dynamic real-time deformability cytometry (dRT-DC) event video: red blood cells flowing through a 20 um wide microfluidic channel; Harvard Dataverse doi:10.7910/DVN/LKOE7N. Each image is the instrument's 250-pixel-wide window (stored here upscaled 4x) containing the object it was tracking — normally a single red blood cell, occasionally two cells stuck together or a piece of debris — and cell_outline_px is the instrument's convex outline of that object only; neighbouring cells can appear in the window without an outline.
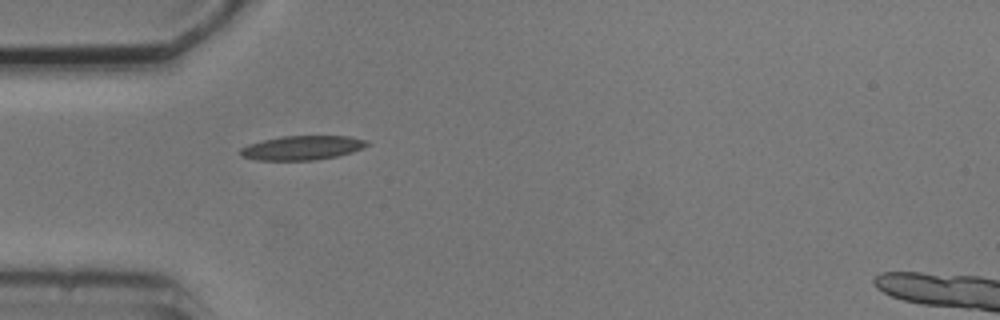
{"species": "common noctule bat (a hibernating species)", "species_latin": "Nyctalus noctula", "temperature_condition": "cold", "stored_images_in_passage": 2, "camera_frame_rate_fps": 3000, "um_per_image_px": 0.085, "animal": {"sex": "male", "body_mass_g": 20.5, "forearm_length_mm": 52.5}, "frame": {"image": 1, "passage_image": 1, "time_ms": 0.0, "image_size_px": [1000, 320], "cell_outline_px": [[372, 144], [364, 148], [352, 152], [336, 156], [316, 160], [256, 160], [240, 156], [240, 148], [248, 144], [280, 136], [348, 136], [368, 140]], "centroid_in_image_um": [25.71, 12.56], "position_along_channel_um": 59.3, "area_um2": 18.03}}